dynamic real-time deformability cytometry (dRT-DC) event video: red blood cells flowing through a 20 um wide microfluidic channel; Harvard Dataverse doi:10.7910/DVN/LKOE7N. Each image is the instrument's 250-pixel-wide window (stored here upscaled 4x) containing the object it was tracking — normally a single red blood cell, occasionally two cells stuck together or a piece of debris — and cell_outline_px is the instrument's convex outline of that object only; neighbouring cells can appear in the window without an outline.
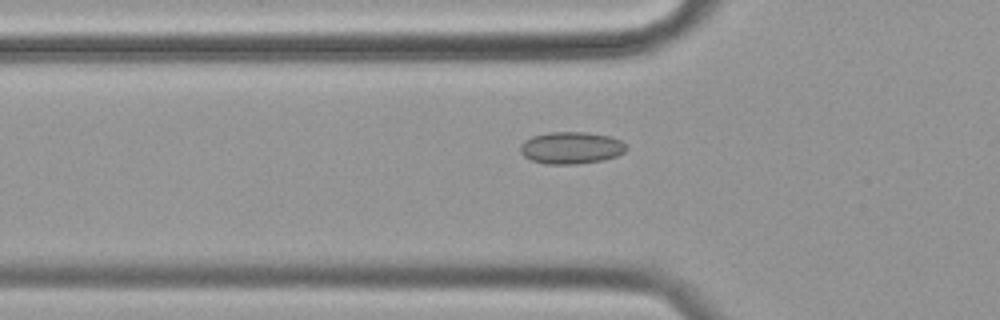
{"species": "common noctule bat (a hibernating species)", "species_latin": "Nyctalus noctula", "temperature_condition": "cold", "stored_images_in_passage": 41, "camera_frame_rate_fps": 3000, "um_per_image_px": 0.085, "animal": {"sex": "female", "body_mass_g": 19.9}, "frame": {"image": 1, "passage_image": 3, "time_ms": 0.667, "image_size_px": [1000, 320], "cell_outline_px": [[628, 148], [624, 152], [616, 156], [604, 160], [576, 164], [544, 164], [532, 160], [524, 156], [520, 152], [520, 144], [524, 140], [532, 136], [548, 132], [588, 132], [608, 136], [620, 140], [628, 144]], "centroid_in_image_um": [48.55, 12.56], "position_along_channel_um": 77.2, "area_um2": 20.0}}
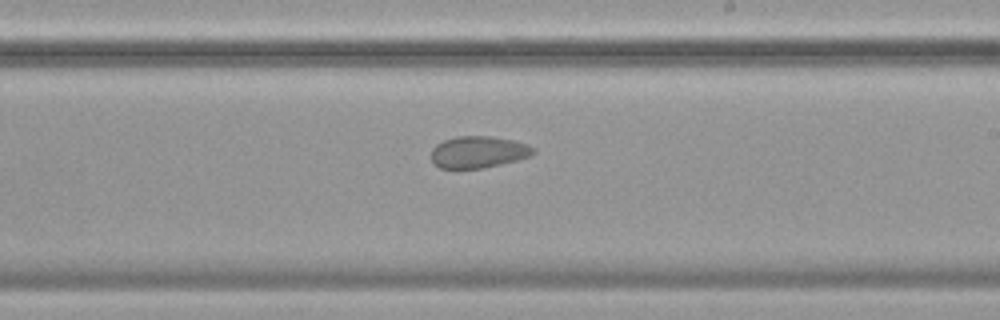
{"frame": {"image": 2, "passage_image": 18, "time_ms": 5.667, "image_size_px": [1000, 320], "cell_outline_px": [[536, 152], [532, 156], [484, 168], [440, 168], [432, 160], [432, 148], [436, 144], [444, 140], [456, 136], [488, 136], [512, 140], [528, 144], [536, 148]], "centroid_in_image_um": [40.69, 12.91], "position_along_channel_um": 248.3, "area_um2": 18.9}}
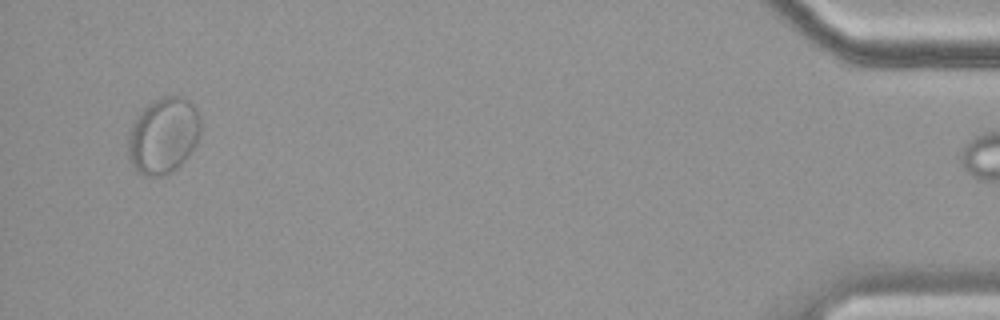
{"frame": {"image": 3, "passage_image": 40, "time_ms": 13.0, "image_size_px": [1000, 320], "cell_outline_px": [[200, 136], [196, 144], [184, 160], [172, 172], [164, 176], [144, 176], [132, 164], [128, 156], [128, 132], [136, 116], [152, 100], [164, 96], [180, 96], [200, 116]], "centroid_in_image_um": [13.85, 11.55], "position_along_channel_um": 421.3, "area_um2": 31.91}}